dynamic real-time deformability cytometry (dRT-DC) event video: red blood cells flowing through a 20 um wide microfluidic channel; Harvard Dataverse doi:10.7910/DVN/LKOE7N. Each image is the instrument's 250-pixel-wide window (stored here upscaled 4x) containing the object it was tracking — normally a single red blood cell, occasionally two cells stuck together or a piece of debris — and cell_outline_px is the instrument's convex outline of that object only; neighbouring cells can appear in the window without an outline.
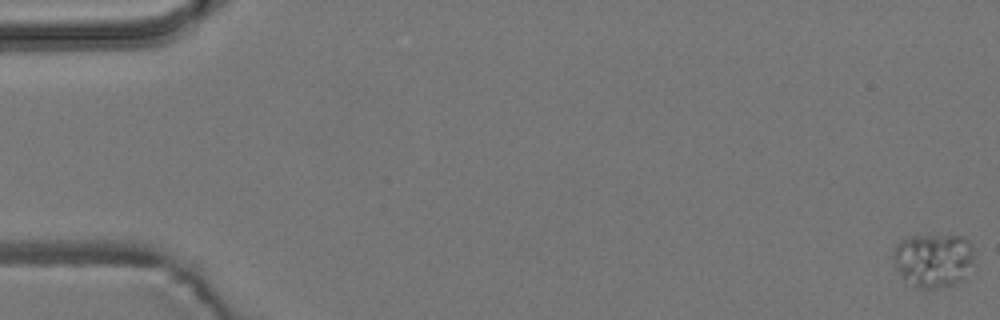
{"species": "common noctule bat (a hibernating species)", "species_latin": "Nyctalus noctula", "temperature_condition": "room temperature", "stored_images_in_passage": 6, "camera_frame_rate_fps": 3000, "um_per_image_px": 0.085, "animal": {"sex": "male", "body_mass_g": 19.2, "forearm_length_mm": 51.8}, "frame": {"image": 1, "passage_image": 1, "time_ms": 0.0, "image_size_px": [1000, 320], "cell_outline_px": [[972, 260], [964, 280], [940, 288], [916, 288], [900, 276], [896, 268], [892, 256], [896, 244], [900, 240], [912, 236], [964, 236], [972, 244]], "centroid_in_image_um": [79.31, 22.12], "position_along_channel_um": 5.7, "area_um2": 25.43}}